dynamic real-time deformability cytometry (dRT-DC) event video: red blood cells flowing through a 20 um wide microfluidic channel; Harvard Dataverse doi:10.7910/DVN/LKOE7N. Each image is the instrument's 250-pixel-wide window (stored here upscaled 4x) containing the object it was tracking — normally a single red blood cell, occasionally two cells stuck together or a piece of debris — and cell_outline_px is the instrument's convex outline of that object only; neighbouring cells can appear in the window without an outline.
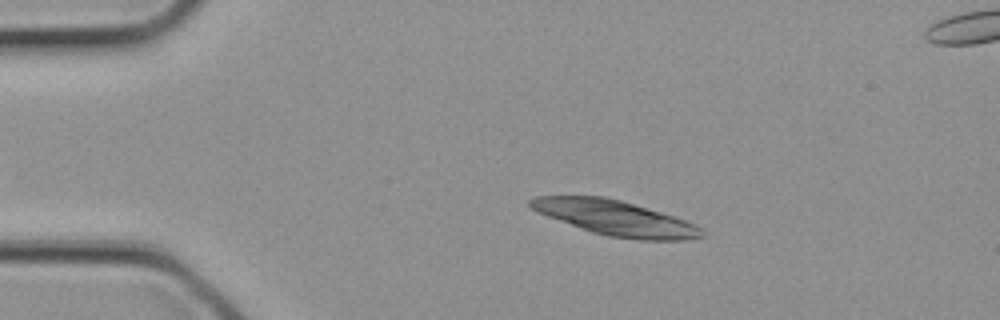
{"species": "common noctule bat (a hibernating species)", "species_latin": "Nyctalus noctula", "temperature_condition": "cold", "stored_images_in_passage": 4, "segment_of_instrument_passage": [1, 2], "camera_frame_rate_fps": 3000, "um_per_image_px": 0.085, "animal": {"sex": "female", "body_mass_g": 21.9}, "frame": {"image": 1, "passage_image": 2, "time_ms": 0.333, "image_size_px": [1000, 320], "cell_outline_px": [[708, 236], [684, 240], [640, 240], [608, 236], [592, 232], [536, 212], [528, 204], [528, 200], [536, 196], [604, 196], [620, 200], [660, 212], [696, 224]], "centroid_in_image_um": [52.31, 18.53], "position_along_channel_um": 32.7, "area_um2": 34.68}}